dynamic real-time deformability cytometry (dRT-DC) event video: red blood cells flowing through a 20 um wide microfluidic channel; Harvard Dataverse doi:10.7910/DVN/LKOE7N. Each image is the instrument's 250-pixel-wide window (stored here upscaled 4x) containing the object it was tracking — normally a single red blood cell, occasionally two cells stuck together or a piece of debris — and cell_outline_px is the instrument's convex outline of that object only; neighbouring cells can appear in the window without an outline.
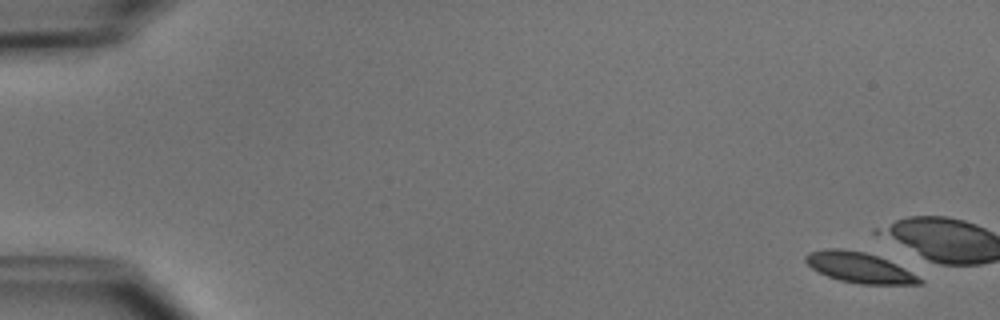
{"species": "common noctule bat (a hibernating species)", "species_latin": "Nyctalus noctula", "temperature_condition": "cold", "stored_images_in_passage": 3, "camera_frame_rate_fps": 3000, "um_per_image_px": 0.085, "animal": {"sex": "male", "body_mass_g": 15.6}, "frame": {"image": 1, "passage_image": 1, "time_ms": 0.0, "image_size_px": [1000, 320], "cell_outline_px": [[924, 284], [860, 284], [840, 280], [828, 276], [812, 268], [804, 260], [804, 256], [808, 252], [828, 248], [840, 248], [864, 252], [888, 260], [904, 268], [924, 280]], "centroid_in_image_um": [73.04, 22.74], "position_along_channel_um": 12.0, "area_um2": 20.06}}